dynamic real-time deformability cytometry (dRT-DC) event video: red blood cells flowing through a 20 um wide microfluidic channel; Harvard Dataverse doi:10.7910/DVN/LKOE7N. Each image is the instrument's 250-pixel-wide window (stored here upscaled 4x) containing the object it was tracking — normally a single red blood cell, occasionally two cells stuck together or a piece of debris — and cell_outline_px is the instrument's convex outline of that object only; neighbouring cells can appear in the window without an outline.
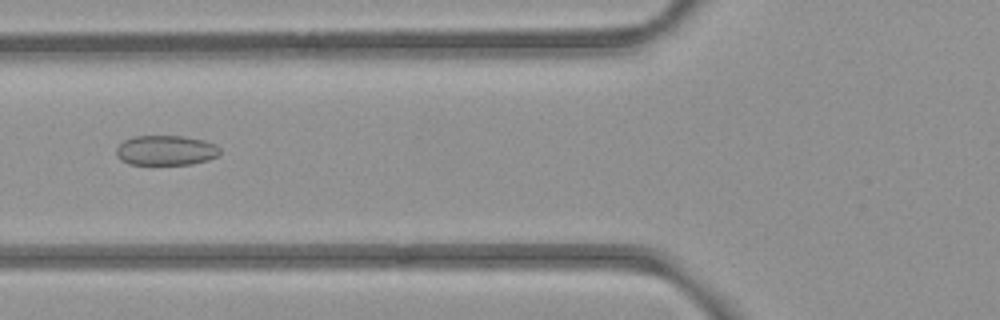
{"species": "common noctule bat (a hibernating species)", "species_latin": "Nyctalus noctula", "temperature_condition": "room temperature", "stored_images_in_passage": 2, "camera_frame_rate_fps": 3000, "um_per_image_px": 0.085, "animal": {"sex": "female", "body_mass_g": 21.9}, "frame": {"image": 1, "passage_image": 2, "time_ms": 1.0, "image_size_px": [1000, 320], "cell_outline_px": [[220, 152], [216, 156], [208, 160], [192, 164], [128, 164], [120, 160], [116, 156], [116, 148], [124, 140], [132, 136], [184, 136], [204, 140], [216, 144], [220, 148]], "centroid_in_image_um": [14.08, 12.77], "position_along_channel_um": 111.7, "area_um2": 18.21}}